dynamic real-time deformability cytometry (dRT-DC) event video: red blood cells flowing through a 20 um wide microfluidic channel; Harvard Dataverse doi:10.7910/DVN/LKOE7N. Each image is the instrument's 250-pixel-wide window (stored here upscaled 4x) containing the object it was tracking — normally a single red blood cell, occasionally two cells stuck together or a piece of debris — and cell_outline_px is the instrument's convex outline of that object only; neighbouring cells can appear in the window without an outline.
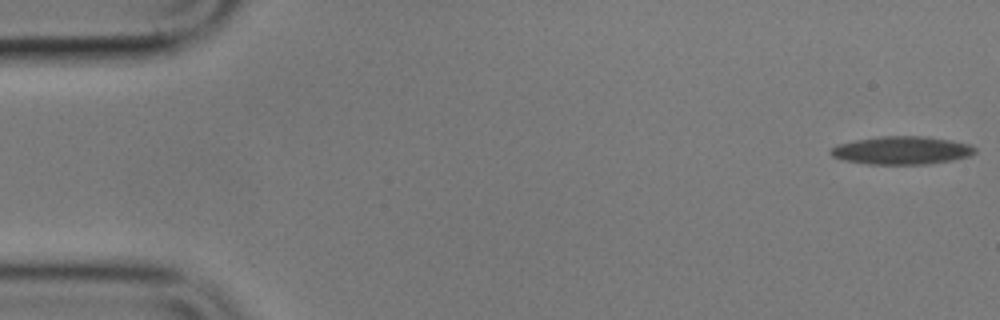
{"species": "common noctule bat (a hibernating species)", "species_latin": "Nyctalus noctula", "temperature_condition": "cold", "stored_images_in_passage": 5, "camera_frame_rate_fps": 3000, "um_per_image_px": 0.085, "animal": {"sex": "male", "body_mass_g": 17.9}, "frame": {"image": 1, "passage_image": 1, "time_ms": 0.0, "image_size_px": [1000, 320], "cell_outline_px": [[976, 152], [968, 156], [952, 160], [928, 164], [868, 164], [844, 160], [832, 156], [828, 152], [836, 144], [856, 140], [880, 136], [928, 136], [968, 144], [976, 148]], "centroid_in_image_um": [76.62, 12.78], "position_along_channel_um": 8.4, "area_um2": 23.52}}
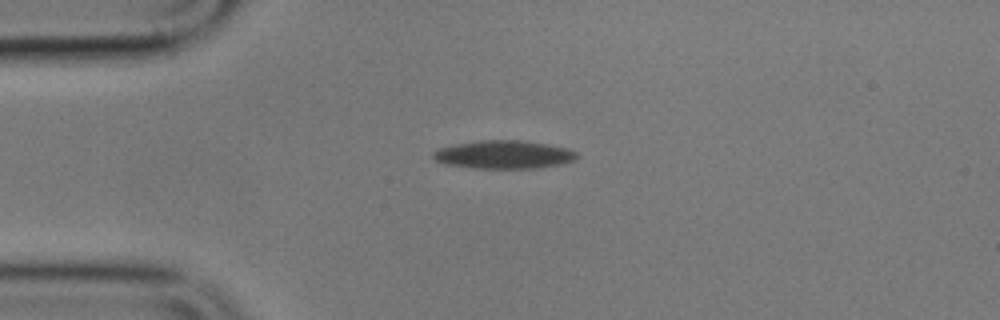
{"frame": {"image": 2, "passage_image": 4, "time_ms": 4.333, "image_size_px": [1000, 320], "cell_outline_px": [[580, 156], [576, 160], [564, 164], [540, 168], [472, 168], [444, 164], [436, 160], [432, 156], [432, 152], [440, 148], [452, 144], [480, 140], [520, 140], [548, 144], [568, 148], [576, 152]], "centroid_in_image_um": [42.86, 13.14], "position_along_channel_um": 42.1, "area_um2": 23.99}}